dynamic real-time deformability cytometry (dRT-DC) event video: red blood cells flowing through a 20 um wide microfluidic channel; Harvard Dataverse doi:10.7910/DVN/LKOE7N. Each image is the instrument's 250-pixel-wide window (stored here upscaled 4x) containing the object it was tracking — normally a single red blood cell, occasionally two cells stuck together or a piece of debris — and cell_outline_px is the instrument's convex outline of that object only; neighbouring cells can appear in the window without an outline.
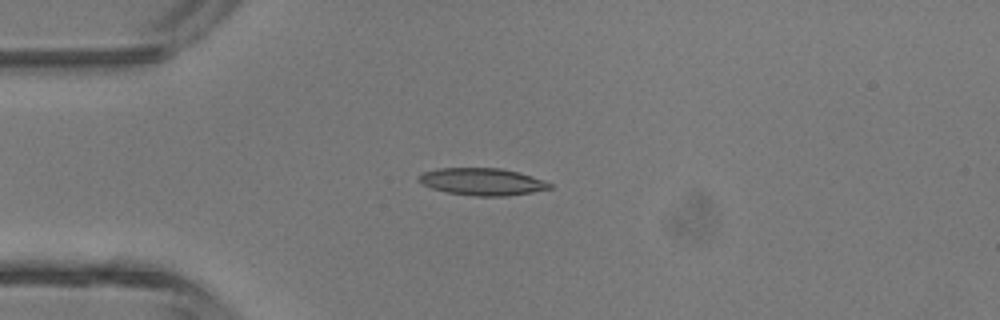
{"species": "common noctule bat (a hibernating species)", "species_latin": "Nyctalus noctula", "temperature_condition": "room temperature", "stored_images_in_passage": 3, "camera_frame_rate_fps": 3000, "um_per_image_px": 0.085, "animal": {"sex": "male", "body_mass_g": 13.3}, "frame": {"image": 1, "passage_image": 3, "time_ms": 2.333, "image_size_px": [1000, 320], "cell_outline_px": [[552, 188], [532, 192], [508, 196], [476, 196], [448, 192], [432, 188], [416, 180], [416, 176], [424, 172], [436, 168], [500, 168], [532, 176], [552, 184]], "centroid_in_image_um": [40.96, 15.44], "position_along_channel_um": 44.0, "area_um2": 20.63}}